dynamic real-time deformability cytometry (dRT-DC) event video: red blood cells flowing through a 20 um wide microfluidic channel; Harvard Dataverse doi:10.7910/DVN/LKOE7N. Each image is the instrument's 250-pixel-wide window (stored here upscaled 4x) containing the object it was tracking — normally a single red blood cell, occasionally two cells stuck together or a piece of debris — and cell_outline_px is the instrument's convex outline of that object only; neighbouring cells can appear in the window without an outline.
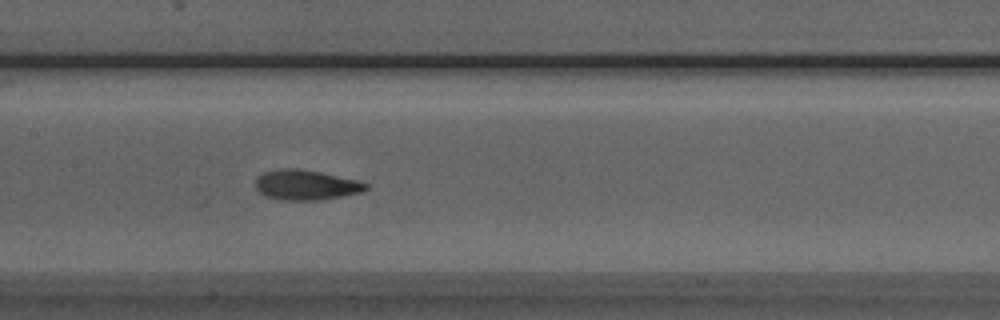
{"species": "Egyptian fruit bat (a non-hibernating species)", "species_latin": "Rousettus aegyptiacus", "temperature_condition": "room temperature", "stored_images_in_passage": 32, "camera_frame_rate_fps": 3000, "um_per_image_px": 0.085, "animal": {"sex": "male"}, "frame": {"image": 1, "passage_image": 15, "time_ms": 4.667, "image_size_px": [1000, 320], "cell_outline_px": [[368, 188], [360, 192], [320, 200], [284, 200], [264, 196], [256, 188], [256, 176], [264, 172], [280, 168], [296, 168], [320, 172], [360, 180], [368, 184]], "centroid_in_image_um": [25.99, 15.71], "position_along_channel_um": 181.4, "area_um2": 19.36}}
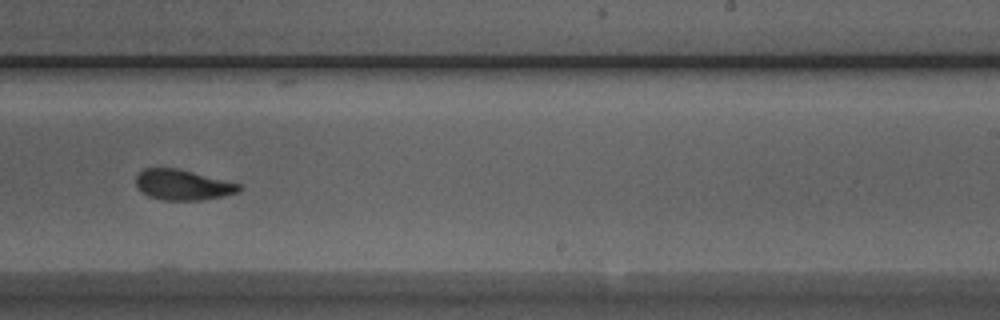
{"frame": {"image": 2, "passage_image": 22, "time_ms": 7.0, "image_size_px": [1000, 320], "cell_outline_px": [[244, 188], [240, 192], [200, 200], [164, 200], [148, 196], [136, 188], [136, 176], [144, 168], [176, 168], [240, 184]], "centroid_in_image_um": [15.51, 15.72], "position_along_channel_um": 273.5, "area_um2": 18.15}}
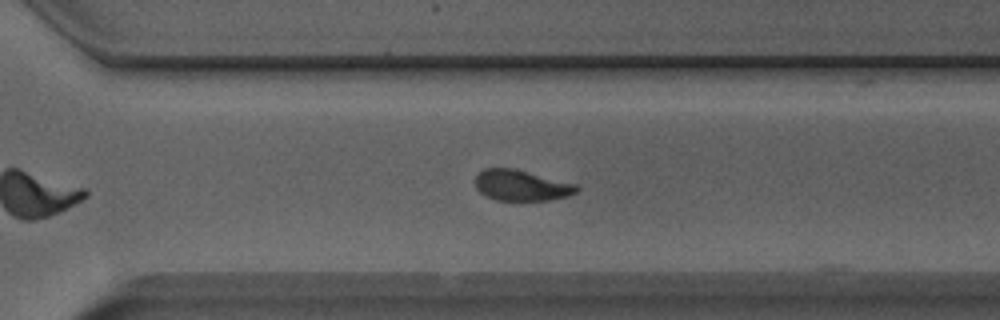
{"frame": {"image": 3, "passage_image": 26, "time_ms": 8.333, "image_size_px": [1000, 320], "cell_outline_px": [[580, 188], [576, 192], [568, 196], [548, 200], [496, 200], [484, 196], [476, 188], [476, 176], [484, 168], [512, 168], [576, 184]], "centroid_in_image_um": [44.3, 15.76], "position_along_channel_um": 326.3, "area_um2": 18.03}}